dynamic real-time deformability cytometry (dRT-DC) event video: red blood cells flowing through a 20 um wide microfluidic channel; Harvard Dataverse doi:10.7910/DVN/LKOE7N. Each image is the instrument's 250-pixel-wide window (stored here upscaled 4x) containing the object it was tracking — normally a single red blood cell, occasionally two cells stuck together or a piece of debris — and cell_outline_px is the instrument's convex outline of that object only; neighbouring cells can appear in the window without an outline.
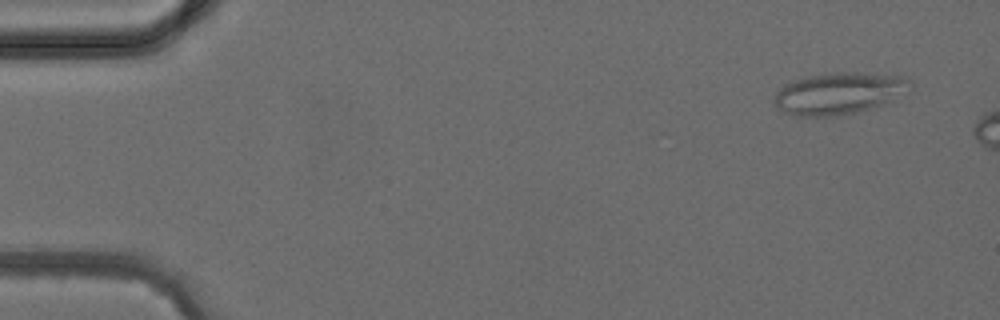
{"species": "common noctule bat (a hibernating species)", "species_latin": "Nyctalus noctula", "temperature_condition": "cold", "stored_images_in_passage": 3, "camera_frame_rate_fps": 3000, "um_per_image_px": 0.085, "animal": {"sex": "female", "body_mass_g": 24.6, "forearm_length_mm": 56.2}, "frame": {"image": 1, "passage_image": 1, "time_ms": 0.0, "image_size_px": [1000, 320], "cell_outline_px": [[912, 84], [888, 100], [880, 104], [868, 108], [836, 116], [796, 116], [784, 112], [776, 104], [776, 92], [784, 84], [808, 76], [840, 72], [852, 72], [900, 76], [908, 80]], "centroid_in_image_um": [71.21, 7.93], "position_along_channel_um": 13.8, "area_um2": 31.73}}